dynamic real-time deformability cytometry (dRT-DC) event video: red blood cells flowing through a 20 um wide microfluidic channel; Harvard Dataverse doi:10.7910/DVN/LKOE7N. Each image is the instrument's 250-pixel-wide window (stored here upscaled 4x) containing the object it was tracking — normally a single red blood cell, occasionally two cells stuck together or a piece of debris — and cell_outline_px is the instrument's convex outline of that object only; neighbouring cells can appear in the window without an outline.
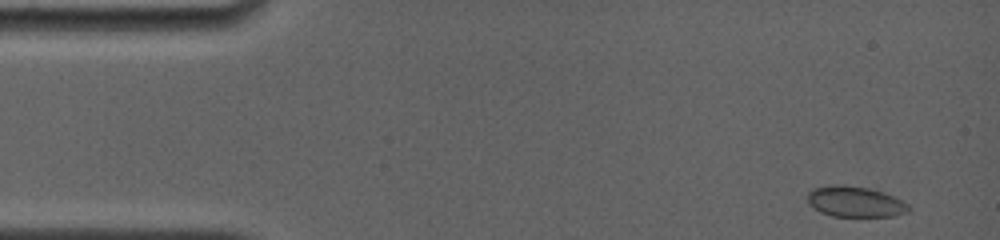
{"species": "common noctule bat (a hibernating species)", "species_latin": "Nyctalus noctula", "temperature_condition": "room temperature", "stored_images_in_passage": 14, "camera_frame_rate_fps": 4000, "um_per_image_px": 0.085, "animal": {"sex": "female", "body_mass_g": 19.0, "forearm_length_mm": 56.7}, "frame": {"image": 1, "passage_image": 1, "time_ms": 0.0, "image_size_px": [1000, 240], "cell_outline_px": [[912, 208], [908, 212], [892, 216], [832, 216], [820, 212], [812, 208], [808, 204], [808, 192], [812, 188], [832, 184], [844, 184], [868, 188], [884, 192], [908, 204]], "centroid_in_image_um": [72.65, 17.13], "position_along_channel_um": 12.4, "area_um2": 18.26}}